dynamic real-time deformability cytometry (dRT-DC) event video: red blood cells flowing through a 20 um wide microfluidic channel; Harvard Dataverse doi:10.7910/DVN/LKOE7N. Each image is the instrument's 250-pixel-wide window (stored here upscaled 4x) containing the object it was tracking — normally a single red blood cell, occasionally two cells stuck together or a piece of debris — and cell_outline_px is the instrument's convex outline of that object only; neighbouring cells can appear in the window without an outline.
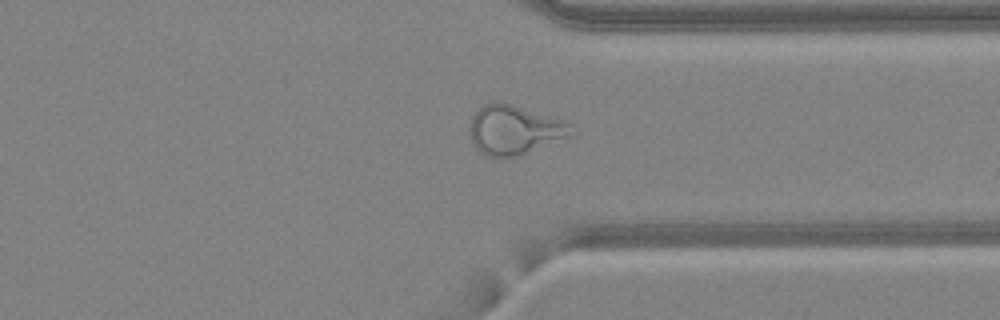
{"species": "common noctule bat (a hibernating species)", "species_latin": "Nyctalus noctula", "temperature_condition": "warm", "stored_images_in_passage": 48, "camera_frame_rate_fps": 3000, "um_per_image_px": 0.085, "animal": {"sex": "female", "body_mass_g": 24.6, "forearm_length_mm": 56.2}, "frame": {"image": 1, "passage_image": 37, "time_ms": 12.0, "image_size_px": [1000, 320], "cell_outline_px": [[576, 132], [568, 136], [516, 156], [488, 156], [480, 152], [472, 144], [468, 132], [472, 116], [484, 104], [496, 100], [564, 120], [576, 124]], "centroid_in_image_um": [43.71, 11.02], "position_along_channel_um": 367.7, "area_um2": 29.02}}
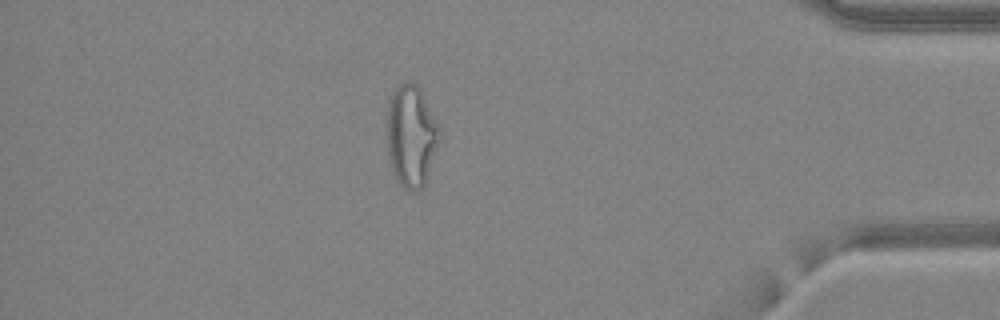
{"frame": {"image": 2, "passage_image": 42, "time_ms": 13.667, "image_size_px": [1000, 320], "cell_outline_px": [[444, 136], [424, 184], [416, 192], [412, 192], [400, 188], [392, 172], [388, 156], [388, 100], [392, 92], [404, 80], [408, 80], [416, 84], [440, 124]], "centroid_in_image_um": [35.0, 11.59], "position_along_channel_um": 400.2, "area_um2": 32.08}}